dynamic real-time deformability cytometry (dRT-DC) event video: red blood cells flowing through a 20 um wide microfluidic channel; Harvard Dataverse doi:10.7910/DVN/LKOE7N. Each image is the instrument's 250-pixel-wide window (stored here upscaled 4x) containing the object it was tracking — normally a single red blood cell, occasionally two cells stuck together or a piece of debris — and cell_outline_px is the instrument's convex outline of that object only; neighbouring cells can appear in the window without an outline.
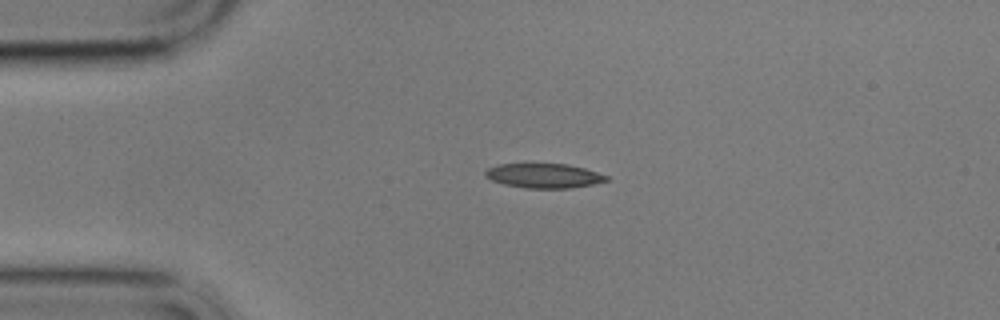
{"species": "common noctule bat (a hibernating species)", "species_latin": "Nyctalus noctula", "temperature_condition": "cold", "stored_images_in_passage": 4, "camera_frame_rate_fps": 3000, "um_per_image_px": 0.085, "animal": {"sex": "male", "body_mass_g": 17.9}, "frame": {"image": 1, "passage_image": 3, "time_ms": 2.333, "image_size_px": [1000, 320], "cell_outline_px": [[608, 180], [592, 184], [572, 188], [528, 188], [504, 184], [492, 180], [484, 176], [484, 172], [488, 168], [500, 164], [524, 160], [568, 164], [584, 168], [608, 176]], "centroid_in_image_um": [46.16, 14.87], "position_along_channel_um": 38.8, "area_um2": 18.09}}